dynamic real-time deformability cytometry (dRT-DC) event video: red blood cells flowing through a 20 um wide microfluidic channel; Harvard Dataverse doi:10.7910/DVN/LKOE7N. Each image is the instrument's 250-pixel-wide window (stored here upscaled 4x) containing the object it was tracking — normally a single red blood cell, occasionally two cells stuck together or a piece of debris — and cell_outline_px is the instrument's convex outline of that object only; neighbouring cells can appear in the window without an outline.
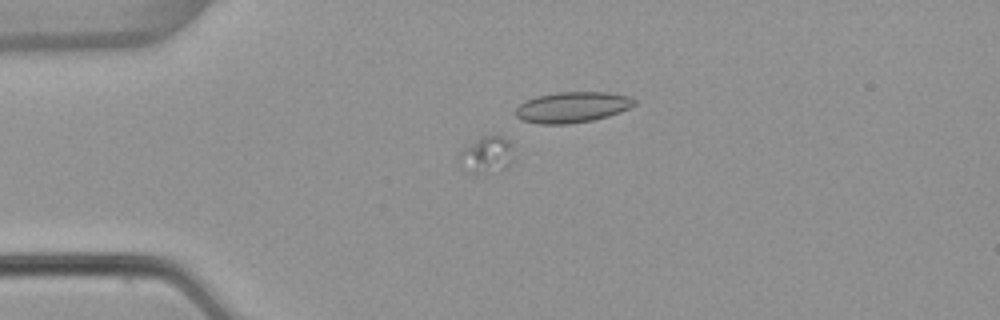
{"species": "common noctule bat (a hibernating species)", "species_latin": "Nyctalus noctula", "temperature_condition": "warm", "stored_images_in_passage": 46, "camera_frame_rate_fps": 3000, "um_per_image_px": 0.085, "animal": {"sex": "female", "body_mass_g": 22.7, "forearm_length_mm": 54.2}, "frame": {"image": 1, "passage_image": 6, "time_ms": 1.667, "image_size_px": [1000, 320], "cell_outline_px": [[512, 148], [508, 164], [504, 168], [476, 176], [468, 172], [456, 156], [460, 148], [464, 144], [480, 136], [496, 132], [508, 140]], "centroid_in_image_um": [41.25, 13.1], "position_along_channel_um": 43.8, "area_um2": 12.14}}
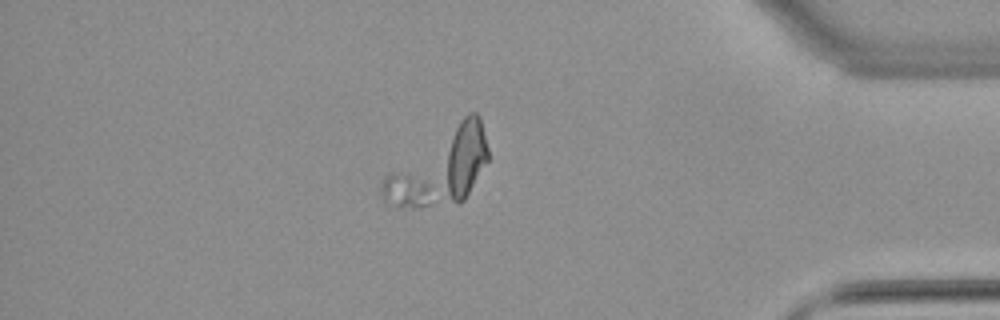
{"frame": {"image": 2, "passage_image": 39, "time_ms": 12.667, "image_size_px": [1000, 320], "cell_outline_px": [[432, 188], [428, 204], [416, 208], [400, 208], [380, 200], [380, 180], [388, 172], [408, 172], [432, 184]], "centroid_in_image_um": [34.41, 16.17], "position_along_channel_um": 400.8, "area_um2": 11.16}}